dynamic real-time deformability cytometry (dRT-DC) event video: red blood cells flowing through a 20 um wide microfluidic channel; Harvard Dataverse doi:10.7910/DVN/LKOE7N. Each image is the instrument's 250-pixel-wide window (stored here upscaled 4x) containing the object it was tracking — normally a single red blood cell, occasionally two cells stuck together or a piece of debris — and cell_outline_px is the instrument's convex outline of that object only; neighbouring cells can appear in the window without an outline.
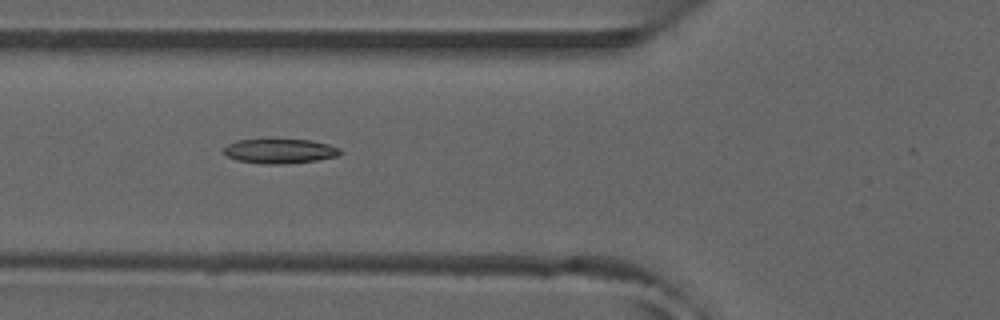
{"species": "common noctule bat (a hibernating species)", "species_latin": "Nyctalus noctula", "temperature_condition": "room temperature", "stored_images_in_passage": 45, "camera_frame_rate_fps": 3000, "um_per_image_px": 0.085, "animal": {"sex": "male", "forearm_length_mm": 52.5}, "frame": {"image": 1, "passage_image": 19, "time_ms": 6.0, "image_size_px": [1000, 320], "cell_outline_px": [[344, 152], [336, 156], [316, 160], [280, 164], [264, 164], [236, 160], [228, 156], [224, 152], [224, 148], [228, 144], [236, 140], [312, 140], [328, 144], [340, 148]], "centroid_in_image_um": [23.8, 12.84], "position_along_channel_um": 102.0, "area_um2": 16.47}}